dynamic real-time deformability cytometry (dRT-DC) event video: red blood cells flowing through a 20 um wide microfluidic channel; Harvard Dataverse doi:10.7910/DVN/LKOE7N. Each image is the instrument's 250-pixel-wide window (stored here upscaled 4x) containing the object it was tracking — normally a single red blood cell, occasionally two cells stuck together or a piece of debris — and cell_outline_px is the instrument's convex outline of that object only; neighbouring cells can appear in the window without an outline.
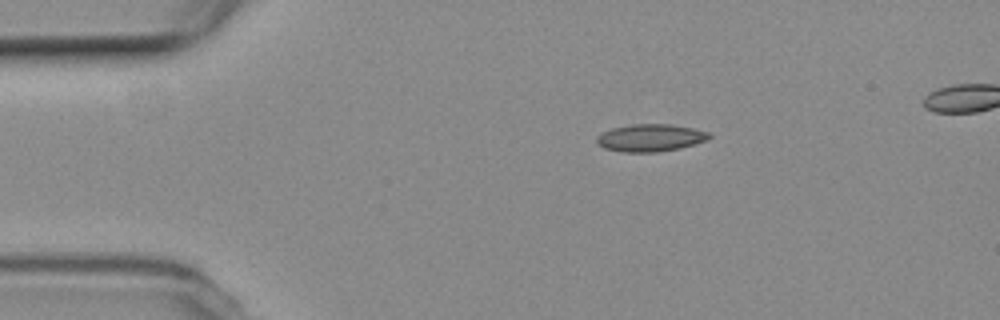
{"species": "common noctule bat (a hibernating species)", "species_latin": "Nyctalus noctula", "temperature_condition": "room temperature", "stored_images_in_passage": 9, "camera_frame_rate_fps": 3000, "um_per_image_px": 0.085, "animal": {"sex": "female", "body_mass_g": 19.3, "forearm_length_mm": 54.1}, "frame": {"image": 1, "passage_image": 1, "time_ms": 0.0, "image_size_px": [1000, 320], "cell_outline_px": [[712, 136], [708, 140], [696, 144], [680, 148], [656, 152], [620, 152], [604, 148], [596, 144], [596, 136], [600, 132], [612, 128], [632, 124], [672, 124], [712, 132]], "centroid_in_image_um": [55.28, 11.71], "position_along_channel_um": 29.7, "area_um2": 18.32}}
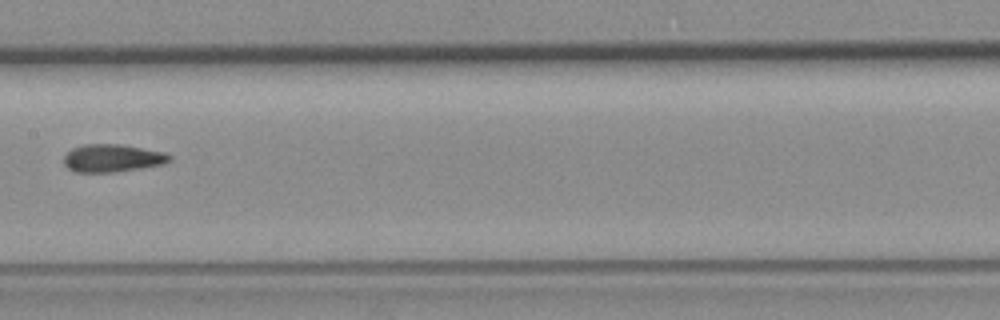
{"frame": {"image": 2, "passage_image": 6, "time_ms": 6.0, "image_size_px": [1000, 320], "cell_outline_px": [[172, 160], [164, 164], [116, 172], [76, 172], [68, 168], [64, 164], [64, 156], [72, 148], [84, 144], [120, 144], [164, 152], [172, 156]], "centroid_in_image_um": [9.56, 13.44], "position_along_channel_um": 197.8, "area_um2": 17.11}}
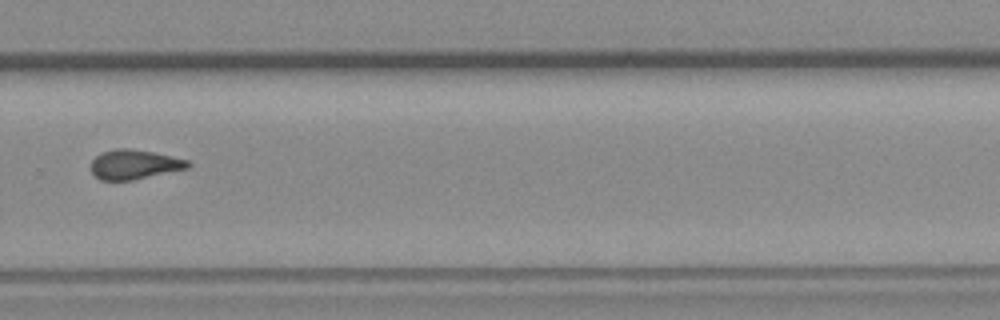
{"frame": {"image": 3, "passage_image": 9, "time_ms": 9.333, "image_size_px": [1000, 320], "cell_outline_px": [[192, 164], [188, 168], [132, 180], [100, 180], [92, 172], [92, 160], [96, 156], [104, 152], [116, 148], [128, 148], [152, 152], [188, 160]], "centroid_in_image_um": [11.42, 13.98], "position_along_channel_um": 318.4, "area_um2": 16.42}}